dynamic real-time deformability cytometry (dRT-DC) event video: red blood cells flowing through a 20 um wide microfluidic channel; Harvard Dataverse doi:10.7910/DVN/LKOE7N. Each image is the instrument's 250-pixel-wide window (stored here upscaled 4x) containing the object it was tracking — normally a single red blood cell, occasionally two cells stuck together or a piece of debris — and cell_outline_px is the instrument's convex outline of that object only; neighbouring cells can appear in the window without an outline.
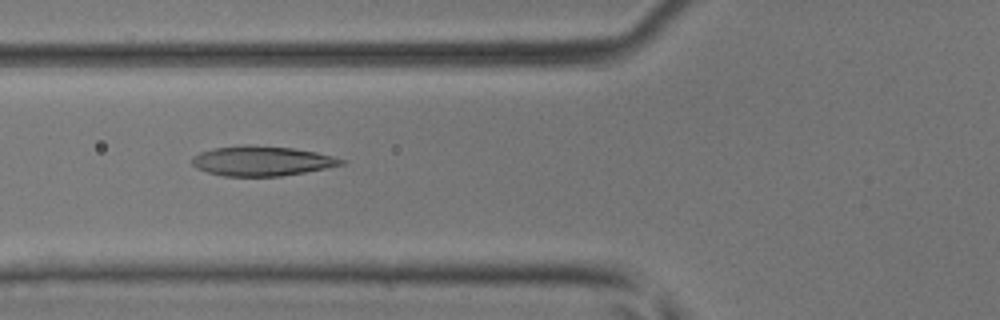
{"species": "common noctule bat (a hibernating species)", "species_latin": "Nyctalus noctula", "temperature_condition": "room temperature", "stored_images_in_passage": 3, "camera_frame_rate_fps": 3000, "um_per_image_px": 0.085, "animal": {"sex": "male", "body_mass_g": 17.9, "forearm_length_mm": 54.2}, "frame": {"image": 1, "passage_image": 3, "time_ms": 2.333, "image_size_px": [1000, 320], "cell_outline_px": [[348, 160], [344, 164], [304, 172], [280, 176], [224, 176], [208, 172], [196, 168], [192, 164], [192, 156], [200, 152], [212, 148], [244, 144], [292, 148], [316, 152]], "centroid_in_image_um": [22.22, 13.67], "position_along_channel_um": 103.6, "area_um2": 25.89}}